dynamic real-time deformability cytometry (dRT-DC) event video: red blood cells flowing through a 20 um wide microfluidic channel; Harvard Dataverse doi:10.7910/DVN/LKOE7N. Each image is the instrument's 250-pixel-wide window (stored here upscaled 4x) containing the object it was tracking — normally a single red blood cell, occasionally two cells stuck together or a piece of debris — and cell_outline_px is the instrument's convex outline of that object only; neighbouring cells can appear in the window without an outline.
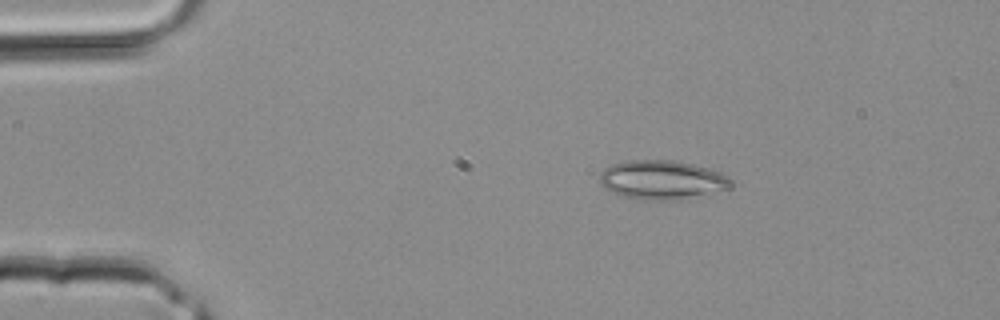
{"species": "common noctule bat (a hibernating species)", "species_latin": "Nyctalus noctula", "temperature_condition": "room temperature", "stored_images_in_passage": 33, "camera_frame_rate_fps": 3000, "um_per_image_px": 0.085, "animal": {"sex": "male", "body_mass_g": 20.4}, "frame": {"image": 1, "passage_image": 1, "time_ms": 0.0, "image_size_px": [1000, 320], "cell_outline_px": [[732, 184], [728, 188], [680, 200], [644, 200], [624, 196], [612, 192], [604, 188], [600, 184], [600, 172], [604, 168], [612, 164], [624, 160], [672, 160], [692, 164], [708, 168], [720, 172], [728, 176], [732, 180]], "centroid_in_image_um": [56.24, 15.28], "position_along_channel_um": 28.8, "area_um2": 29.88}}
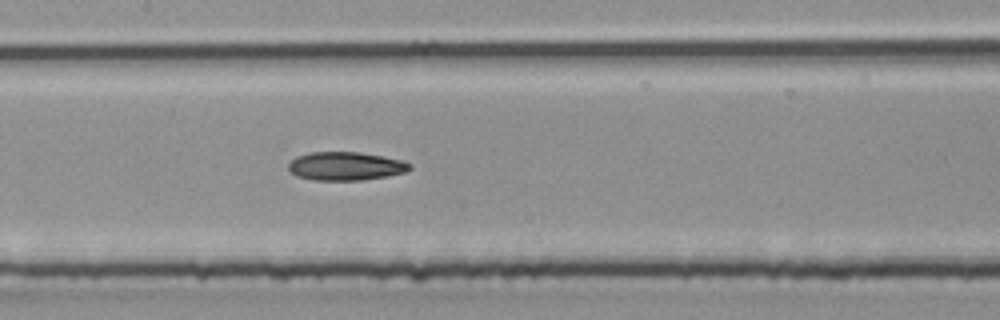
{"frame": {"image": 2, "passage_image": 13, "time_ms": 4.0, "image_size_px": [1000, 320], "cell_outline_px": [[412, 168], [404, 172], [388, 176], [360, 180], [312, 180], [296, 176], [288, 168], [288, 164], [296, 156], [312, 152], [360, 152], [404, 160], [412, 164]], "centroid_in_image_um": [29.39, 14.12], "position_along_channel_um": 178.0, "area_um2": 20.17}}
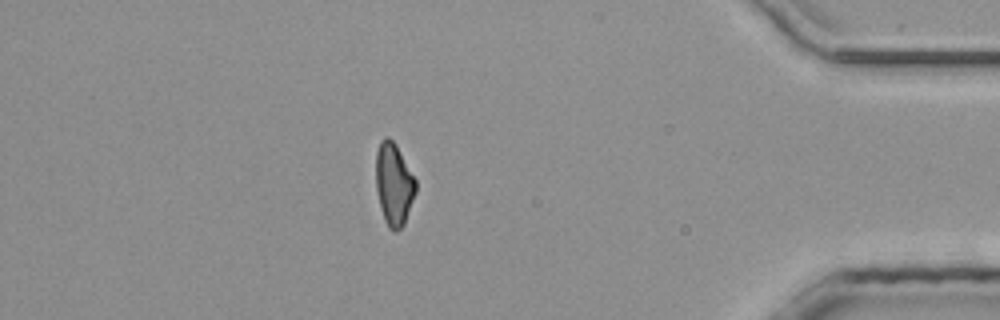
{"frame": {"image": 3, "passage_image": 28, "time_ms": 9.0, "image_size_px": [1000, 320], "cell_outline_px": [[416, 192], [404, 224], [396, 232], [392, 232], [388, 228], [384, 220], [380, 208], [376, 188], [376, 152], [380, 140], [384, 136], [388, 136], [396, 144], [416, 180]], "centroid_in_image_um": [33.46, 15.66], "position_along_channel_um": 401.7, "area_um2": 19.31}}